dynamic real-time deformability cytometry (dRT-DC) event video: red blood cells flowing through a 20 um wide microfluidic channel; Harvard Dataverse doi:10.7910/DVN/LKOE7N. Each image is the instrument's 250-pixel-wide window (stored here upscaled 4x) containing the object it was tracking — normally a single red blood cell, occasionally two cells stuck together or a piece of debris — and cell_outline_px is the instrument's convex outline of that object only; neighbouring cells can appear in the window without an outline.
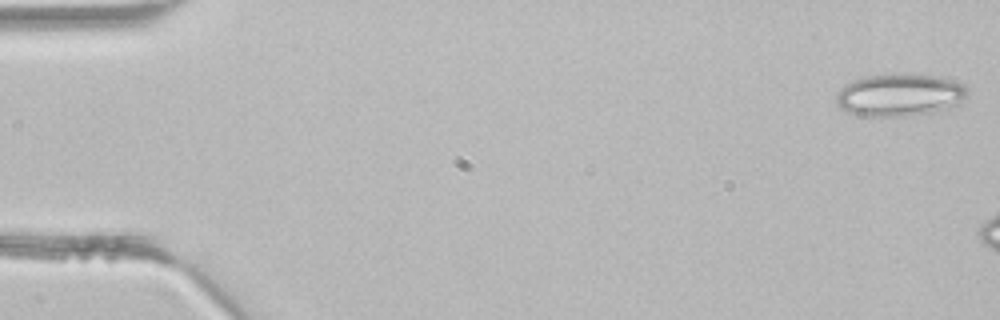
{"species": "common noctule bat (a hibernating species)", "species_latin": "Nyctalus noctula", "temperature_condition": "room temperature", "stored_images_in_passage": 10, "camera_frame_rate_fps": 3000, "um_per_image_px": 0.085, "animal": {"sex": "male", "body_mass_g": 21.5, "forearm_length_mm": 52.0}, "frame": {"image": 1, "passage_image": 1, "time_ms": 0.0, "image_size_px": [1000, 320], "cell_outline_px": [[968, 92], [960, 104], [936, 112], [904, 116], [856, 116], [840, 108], [836, 104], [836, 96], [840, 88], [852, 80], [864, 76], [940, 76], [964, 84], [968, 88]], "centroid_in_image_um": [76.47, 8.11], "position_along_channel_um": 8.5, "area_um2": 32.19}}